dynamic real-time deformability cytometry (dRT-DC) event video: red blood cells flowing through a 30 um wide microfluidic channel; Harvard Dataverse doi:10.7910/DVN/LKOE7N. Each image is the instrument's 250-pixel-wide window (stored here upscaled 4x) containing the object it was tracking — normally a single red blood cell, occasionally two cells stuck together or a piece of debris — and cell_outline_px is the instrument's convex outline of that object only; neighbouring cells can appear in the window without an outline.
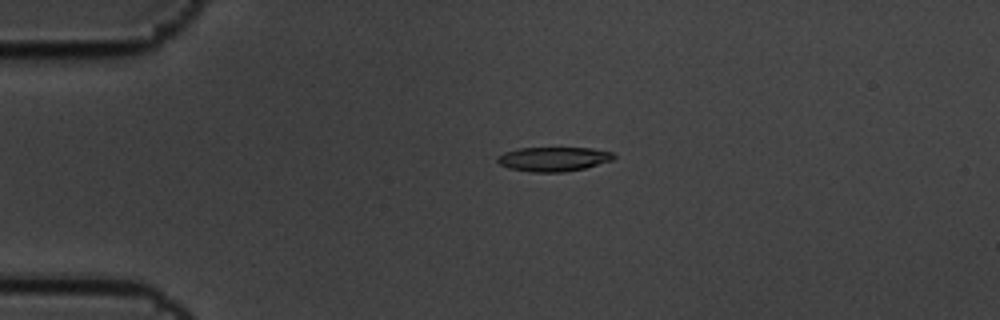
{"species": "common noctule bat (a hibernating species)", "species_latin": "Nyctalus noctula", "temperature_condition": "cold", "stored_images_in_passage": 5, "camera_frame_rate_fps": 3000, "um_per_image_px": 0.085, "animal": {"sex": "male", "body_mass_g": 19.5, "forearm_length_mm": 54.6}, "frame": {"image": 1, "passage_image": 4, "time_ms": 1.0, "image_size_px": [1000, 320], "cell_outline_px": [[616, 156], [612, 160], [584, 168], [564, 172], [532, 172], [508, 168], [500, 164], [496, 160], [504, 152], [520, 148], [592, 148], [612, 152]], "centroid_in_image_um": [47.05, 13.52], "position_along_channel_um": 37.9, "area_um2": 16.36}}